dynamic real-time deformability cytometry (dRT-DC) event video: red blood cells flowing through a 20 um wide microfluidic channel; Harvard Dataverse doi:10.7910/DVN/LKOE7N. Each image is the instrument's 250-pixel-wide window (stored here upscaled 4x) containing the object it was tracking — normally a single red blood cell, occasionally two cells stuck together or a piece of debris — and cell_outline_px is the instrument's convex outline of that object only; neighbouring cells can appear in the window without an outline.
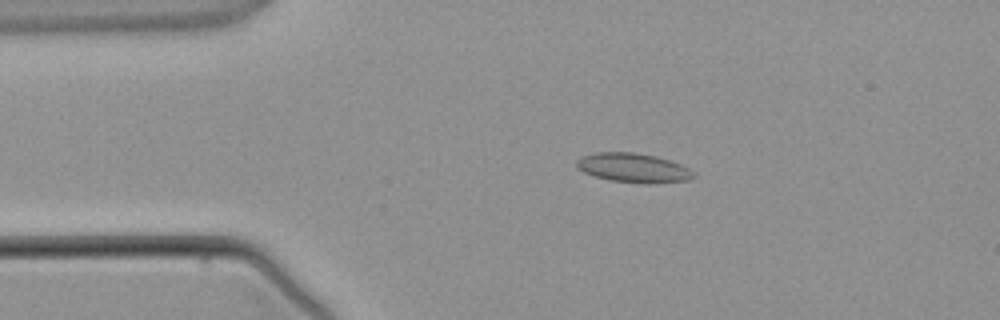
{"species": "common noctule bat (a hibernating species)", "species_latin": "Nyctalus noctula", "temperature_condition": "warm", "stored_images_in_passage": 1, "camera_frame_rate_fps": 3000, "um_per_image_px": 0.085, "animal": {"sex": "male", "body_mass_g": 21.5, "forearm_length_mm": 52.0}, "frame": {"image": 1, "passage_image": 1, "time_ms": 0.0, "image_size_px": [1000, 320], "cell_outline_px": [[696, 176], [688, 180], [652, 184], [644, 184], [612, 180], [596, 176], [584, 172], [576, 168], [576, 160], [580, 156], [592, 152], [632, 152], [656, 156], [680, 164], [696, 172]], "centroid_in_image_um": [53.83, 14.26], "position_along_channel_um": 31.2, "area_um2": 20.11}}